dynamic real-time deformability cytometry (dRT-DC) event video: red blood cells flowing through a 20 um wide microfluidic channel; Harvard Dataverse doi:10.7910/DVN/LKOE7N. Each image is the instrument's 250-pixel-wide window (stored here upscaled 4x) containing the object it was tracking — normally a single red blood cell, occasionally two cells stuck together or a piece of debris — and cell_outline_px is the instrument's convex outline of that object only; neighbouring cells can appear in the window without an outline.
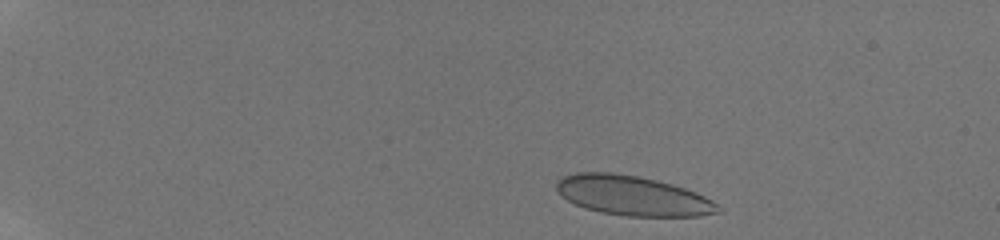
{"species": "human", "species_latin": "Homo sapiens", "temperature_condition": "room temperature", "stored_images_in_passage": 23, "camera_frame_rate_fps": 3000, "um_per_image_px": 0.085, "donor": {"sex": "male"}, "frame": {"image": 1, "passage_image": 1, "time_ms": 0.0, "image_size_px": [1000, 240], "cell_outline_px": [[724, 208], [720, 212], [700, 216], [624, 216], [600, 212], [584, 208], [568, 200], [556, 188], [556, 180], [564, 176], [576, 172], [612, 172], [636, 176], [656, 180], [672, 184], [696, 192], [712, 200]], "centroid_in_image_um": [53.81, 16.63], "position_along_channel_um": 31.2, "area_um2": 37.4}}
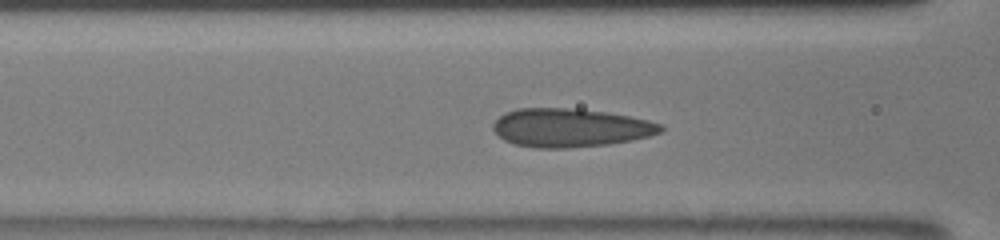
{"frame": {"image": 2, "passage_image": 10, "time_ms": 5.0, "image_size_px": [1000, 240], "cell_outline_px": [[664, 128], [660, 132], [648, 136], [632, 140], [608, 144], [568, 148], [536, 148], [512, 144], [504, 140], [492, 128], [492, 124], [504, 112], [516, 108], [576, 108], [608, 112], [648, 120], [664, 124]], "centroid_in_image_um": [48.46, 10.85], "position_along_channel_um": 118.1, "area_um2": 37.86}}
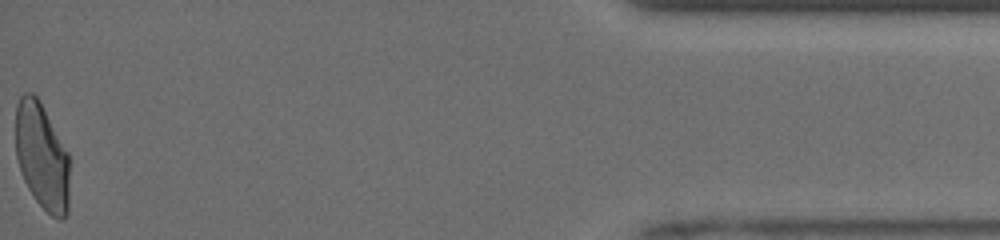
{"frame": {"image": 3, "passage_image": 23, "time_ms": 14.333, "image_size_px": [1000, 240], "cell_outline_px": [[68, 212], [64, 220], [60, 220], [52, 216], [36, 200], [28, 188], [24, 180], [16, 156], [16, 104], [20, 96], [24, 92], [32, 92], [40, 100], [68, 152]], "centroid_in_image_um": [3.56, 13.26], "position_along_channel_um": 431.6, "area_um2": 33.52}, "authors_computed_cell_mechanics": {"area_um2": 36.5874, "velocity_mm_per_s": 4.0789, "shape_relaxation_time_tau1_ms": 8.5202, "shape_relaxation_time_tau2_ms": 0.7406, "deformation_change_tau1": 0.178, "deformation_change_tau2": 0.0439}}